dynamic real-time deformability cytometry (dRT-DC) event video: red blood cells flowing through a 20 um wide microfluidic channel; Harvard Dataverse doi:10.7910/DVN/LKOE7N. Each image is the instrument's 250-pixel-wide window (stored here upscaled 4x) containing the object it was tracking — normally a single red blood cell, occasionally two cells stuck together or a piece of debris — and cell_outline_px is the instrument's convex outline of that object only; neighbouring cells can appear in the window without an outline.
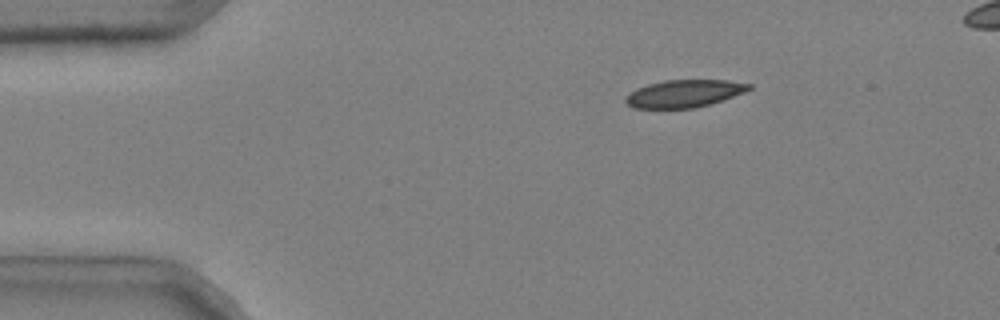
{"species": "common noctule bat (a hibernating species)", "species_latin": "Nyctalus noctula", "temperature_condition": "cold", "stored_images_in_passage": 42, "camera_frame_rate_fps": 3000, "um_per_image_px": 0.085, "animal": {"sex": "male", "body_mass_g": 20.4}, "frame": {"image": 1, "passage_image": 2, "time_ms": 0.333, "image_size_px": [1000, 320], "cell_outline_px": [[752, 88], [744, 92], [696, 108], [632, 108], [624, 100], [624, 96], [636, 88], [648, 84], [664, 80], [728, 80], [752, 84]], "centroid_in_image_um": [58.11, 7.94], "position_along_channel_um": 26.9, "area_um2": 19.71}}
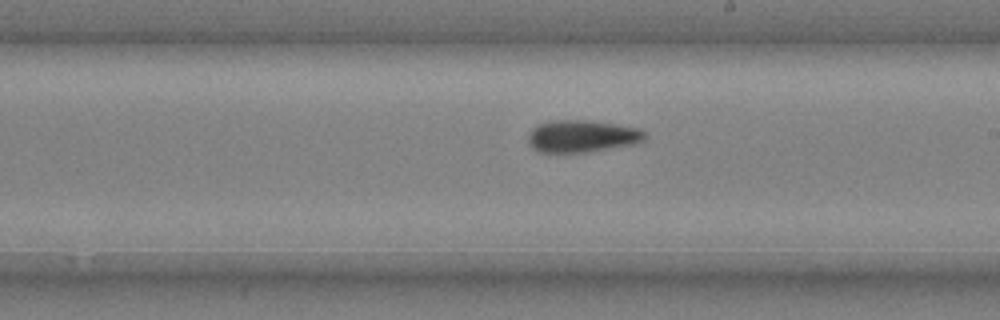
{"frame": {"image": 2, "passage_image": 24, "time_ms": 7.667, "image_size_px": [1000, 320], "cell_outline_px": [[648, 136], [644, 140], [636, 144], [588, 152], [540, 152], [532, 148], [528, 144], [528, 136], [532, 128], [536, 124], [552, 120], [592, 120], [640, 128]], "centroid_in_image_um": [49.48, 11.57], "position_along_channel_um": 239.5, "area_um2": 22.25}}
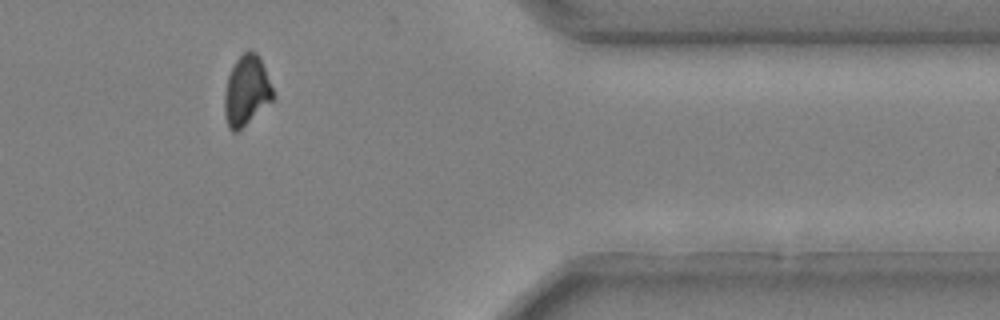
{"frame": {"image": 3, "passage_image": 38, "time_ms": 12.333, "image_size_px": [1000, 320], "cell_outline_px": [[276, 96], [272, 100], [236, 132], [232, 132], [228, 128], [224, 116], [224, 96], [228, 76], [236, 60], [248, 48], [256, 52], [260, 56]], "centroid_in_image_um": [20.95, 7.68], "position_along_channel_um": 390.5, "area_um2": 19.77}}